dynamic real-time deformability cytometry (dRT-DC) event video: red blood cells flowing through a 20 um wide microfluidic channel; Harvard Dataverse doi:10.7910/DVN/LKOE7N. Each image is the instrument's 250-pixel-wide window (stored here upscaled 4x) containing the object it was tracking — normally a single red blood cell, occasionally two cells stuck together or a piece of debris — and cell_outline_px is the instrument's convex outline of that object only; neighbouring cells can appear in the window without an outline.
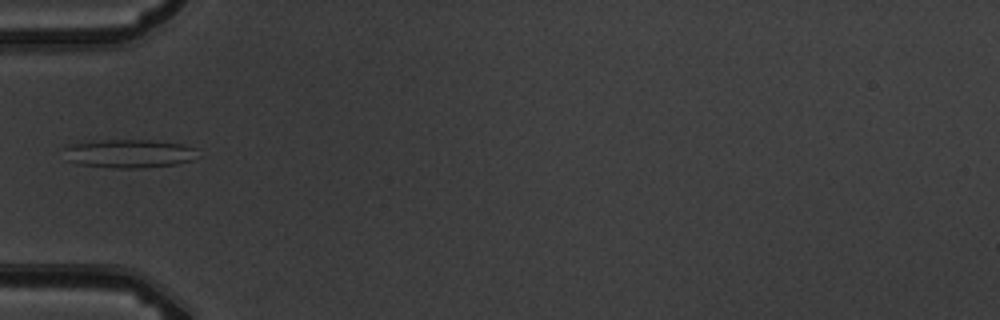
{"species": "common noctule bat (a hibernating species)", "species_latin": "Nyctalus noctula", "temperature_condition": "warm", "stored_images_in_passage": 3, "camera_frame_rate_fps": 3000, "um_per_image_px": 0.085, "animal": {"sex": "male", "body_mass_g": 19.5, "forearm_length_mm": 54.6}, "frame": {"image": 1, "passage_image": 2, "time_ms": 1.333, "image_size_px": [1000, 320], "cell_outline_px": [[196, 148], [192, 160], [176, 164], [144, 168], [112, 168], [76, 164], [68, 160], [64, 148], [68, 144], [104, 140], [152, 140], [184, 144]], "centroid_in_image_um": [10.95, 13.06], "position_along_channel_um": 74.1, "area_um2": 22.2}}